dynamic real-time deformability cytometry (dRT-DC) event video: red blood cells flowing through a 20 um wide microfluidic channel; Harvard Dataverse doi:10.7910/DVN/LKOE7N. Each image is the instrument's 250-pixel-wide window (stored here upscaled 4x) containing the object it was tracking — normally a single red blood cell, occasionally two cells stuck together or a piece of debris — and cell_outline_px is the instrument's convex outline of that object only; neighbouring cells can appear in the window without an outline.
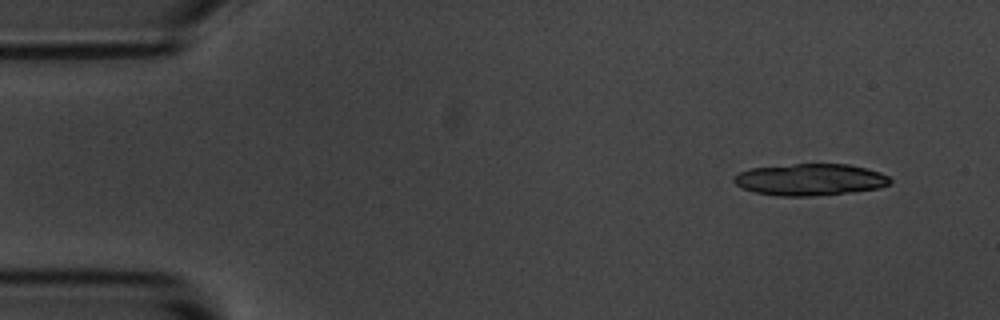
{"species": "common noctule bat (a hibernating species)", "species_latin": "Nyctalus noctula", "temperature_condition": "room temperature", "stored_images_in_passage": 3, "camera_frame_rate_fps": 3000, "um_per_image_px": 0.085, "animal": {"sex": "male", "body_mass_g": 20.1, "forearm_length_mm": 53.5}, "frame": {"image": 1, "passage_image": 1, "time_ms": 0.0, "image_size_px": [1000, 320], "cell_outline_px": [[892, 180], [888, 184], [880, 188], [852, 192], [812, 196], [780, 196], [756, 192], [744, 188], [736, 184], [732, 180], [732, 176], [740, 172], [752, 168], [796, 164], [848, 164], [880, 172], [888, 176]], "centroid_in_image_um": [68.86, 15.27], "position_along_channel_um": 16.1, "area_um2": 28.73}}